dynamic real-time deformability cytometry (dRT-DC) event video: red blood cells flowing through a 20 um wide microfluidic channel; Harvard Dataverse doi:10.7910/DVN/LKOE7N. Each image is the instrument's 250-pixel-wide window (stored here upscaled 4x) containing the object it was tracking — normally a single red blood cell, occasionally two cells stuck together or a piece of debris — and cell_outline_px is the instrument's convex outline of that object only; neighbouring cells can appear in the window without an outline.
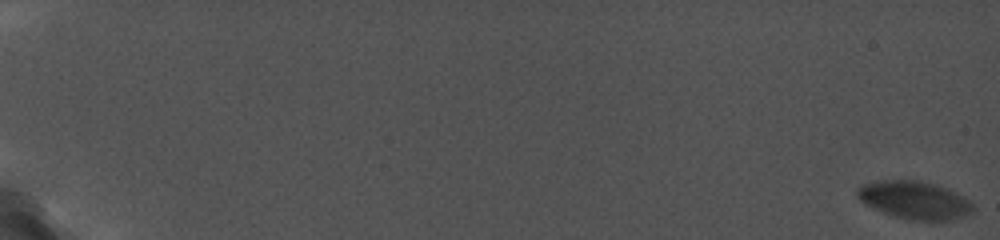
{"species": "common noctule bat (a hibernating species)", "species_latin": "Nyctalus noctula", "temperature_condition": "cold", "stored_images_in_passage": 52, "camera_frame_rate_fps": 5000, "um_per_image_px": 0.085, "animal": {"sex": "female", "body_mass_g": 19.0, "forearm_length_mm": 56.7}, "frame": {"image": 1, "passage_image": 1, "time_ms": 0.0, "image_size_px": [1000, 240], "cell_outline_px": [[976, 208], [972, 212], [964, 216], [948, 220], [908, 220], [892, 216], [872, 208], [864, 204], [856, 196], [856, 188], [864, 184], [876, 180], [920, 180], [936, 184], [948, 188], [956, 192], [968, 200]], "centroid_in_image_um": [77.7, 17.0], "position_along_channel_um": 7.3, "area_um2": 25.84}}
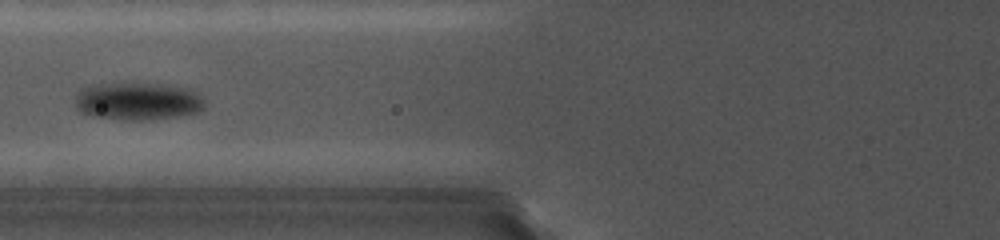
{"frame": {"image": 2, "passage_image": 24, "time_ms": 9.6, "image_size_px": [1000, 240], "cell_outline_px": [[204, 104], [196, 112], [180, 116], [148, 120], [124, 120], [92, 116], [80, 112], [76, 108], [76, 92], [80, 88], [96, 84], [120, 80], [140, 80], [172, 84], [192, 88], [204, 100]], "centroid_in_image_um": [11.68, 8.53], "position_along_channel_um": 114.1, "area_um2": 30.0}}
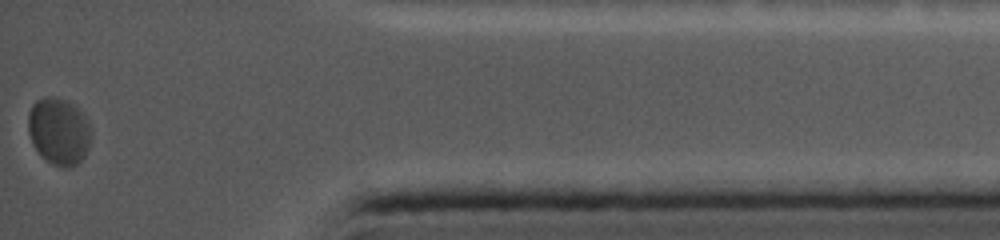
{"frame": {"image": 3, "passage_image": 52, "time_ms": 19.0, "image_size_px": [1000, 240], "cell_outline_px": [[92, 132], [88, 148], [84, 156], [76, 164], [68, 168], [64, 168], [52, 164], [32, 144], [28, 132], [28, 112], [32, 104], [36, 100], [44, 96], [56, 96], [76, 104], [88, 120], [92, 128]], "centroid_in_image_um": [5.02, 11.1], "position_along_channel_um": 430.2, "area_um2": 24.97}}